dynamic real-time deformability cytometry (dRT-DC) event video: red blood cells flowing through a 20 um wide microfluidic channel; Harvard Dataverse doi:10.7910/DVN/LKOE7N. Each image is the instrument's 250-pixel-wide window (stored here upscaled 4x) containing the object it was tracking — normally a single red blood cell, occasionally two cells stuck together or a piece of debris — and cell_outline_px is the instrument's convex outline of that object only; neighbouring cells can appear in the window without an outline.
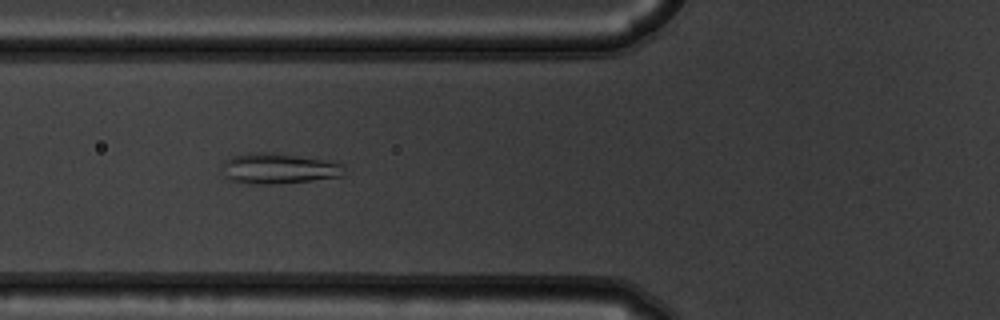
{"species": "common noctule bat (a hibernating species)", "species_latin": "Nyctalus noctula", "temperature_condition": "warm", "stored_images_in_passage": 54, "camera_frame_rate_fps": 3000, "um_per_image_px": 0.085, "animal": {"sex": "male", "body_mass_g": 19.5, "forearm_length_mm": 54.6}, "frame": {"image": 1, "passage_image": 21, "time_ms": 6.667, "image_size_px": [1000, 320], "cell_outline_px": [[344, 176], [312, 180], [276, 184], [252, 184], [228, 180], [220, 172], [220, 164], [224, 160], [232, 156], [248, 152], [272, 152], [344, 164]], "centroid_in_image_um": [23.57, 14.33], "position_along_channel_um": 102.2, "area_um2": 21.96}}
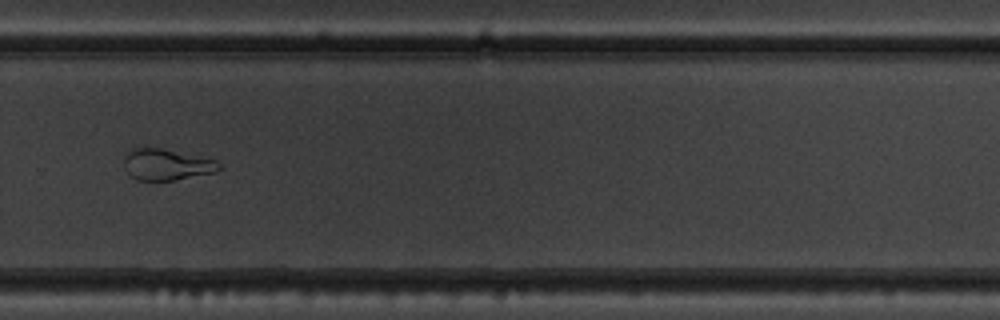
{"frame": {"image": 2, "passage_image": 38, "time_ms": 12.333, "image_size_px": [1000, 320], "cell_outline_px": [[220, 168], [216, 172], [172, 180], [136, 180], [124, 168], [124, 156], [132, 148], [160, 148], [216, 160], [220, 164]], "centroid_in_image_um": [14.13, 13.99], "position_along_channel_um": 315.7, "area_um2": 17.05}}
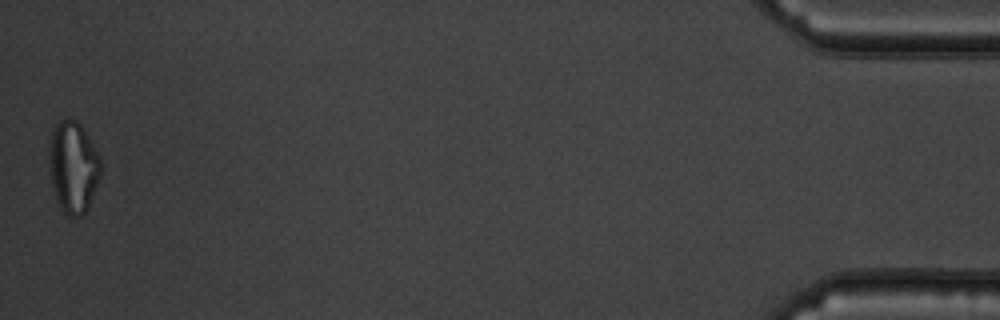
{"frame": {"image": 3, "passage_image": 54, "time_ms": 17.667, "image_size_px": [1000, 320], "cell_outline_px": [[100, 176], [88, 208], [80, 216], [68, 216], [64, 212], [52, 188], [48, 156], [48, 144], [52, 132], [56, 124], [60, 120], [76, 120], [80, 124], [100, 156]], "centroid_in_image_um": [6.2, 14.19], "position_along_channel_um": 429.0, "area_um2": 27.28}, "authors_computed_cell_mechanics": {"area_um2": 24.2471, "velocity_mm_per_s": 3.7832, "shape_relaxation_time_tau1_ms": null, "shape_relaxation_time_tau2_ms": 2.1777, "deformation_change_tau1": null, "deformation_change_tau2": 0.0923}}